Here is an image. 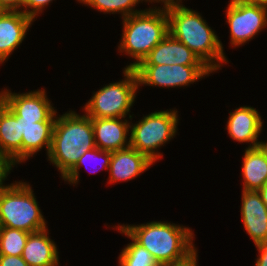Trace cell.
<instances>
[{
    "instance_id": "cell-29",
    "label": "cell",
    "mask_w": 267,
    "mask_h": 266,
    "mask_svg": "<svg viewBox=\"0 0 267 266\" xmlns=\"http://www.w3.org/2000/svg\"><path fill=\"white\" fill-rule=\"evenodd\" d=\"M259 252L255 266H267V241L256 245Z\"/></svg>"
},
{
    "instance_id": "cell-23",
    "label": "cell",
    "mask_w": 267,
    "mask_h": 266,
    "mask_svg": "<svg viewBox=\"0 0 267 266\" xmlns=\"http://www.w3.org/2000/svg\"><path fill=\"white\" fill-rule=\"evenodd\" d=\"M89 7H93L100 12L105 13H121L122 19L128 16L141 12L134 7L140 3L141 0H77Z\"/></svg>"
},
{
    "instance_id": "cell-1",
    "label": "cell",
    "mask_w": 267,
    "mask_h": 266,
    "mask_svg": "<svg viewBox=\"0 0 267 266\" xmlns=\"http://www.w3.org/2000/svg\"><path fill=\"white\" fill-rule=\"evenodd\" d=\"M169 34L192 50L213 72L227 63L223 45L195 10L184 5L166 9Z\"/></svg>"
},
{
    "instance_id": "cell-19",
    "label": "cell",
    "mask_w": 267,
    "mask_h": 266,
    "mask_svg": "<svg viewBox=\"0 0 267 266\" xmlns=\"http://www.w3.org/2000/svg\"><path fill=\"white\" fill-rule=\"evenodd\" d=\"M20 121L0 102V152L22 163Z\"/></svg>"
},
{
    "instance_id": "cell-2",
    "label": "cell",
    "mask_w": 267,
    "mask_h": 266,
    "mask_svg": "<svg viewBox=\"0 0 267 266\" xmlns=\"http://www.w3.org/2000/svg\"><path fill=\"white\" fill-rule=\"evenodd\" d=\"M137 244L147 249L159 266L184 259L194 249L190 228L170 222L119 225Z\"/></svg>"
},
{
    "instance_id": "cell-33",
    "label": "cell",
    "mask_w": 267,
    "mask_h": 266,
    "mask_svg": "<svg viewBox=\"0 0 267 266\" xmlns=\"http://www.w3.org/2000/svg\"><path fill=\"white\" fill-rule=\"evenodd\" d=\"M259 147L265 153L267 157V142H260Z\"/></svg>"
},
{
    "instance_id": "cell-17",
    "label": "cell",
    "mask_w": 267,
    "mask_h": 266,
    "mask_svg": "<svg viewBox=\"0 0 267 266\" xmlns=\"http://www.w3.org/2000/svg\"><path fill=\"white\" fill-rule=\"evenodd\" d=\"M0 102L20 121L22 136V162L46 147L47 156L52 145L55 122H37L22 120L1 99Z\"/></svg>"
},
{
    "instance_id": "cell-10",
    "label": "cell",
    "mask_w": 267,
    "mask_h": 266,
    "mask_svg": "<svg viewBox=\"0 0 267 266\" xmlns=\"http://www.w3.org/2000/svg\"><path fill=\"white\" fill-rule=\"evenodd\" d=\"M0 99L22 120L37 122H55L56 113L48 100L45 89L27 93L0 92Z\"/></svg>"
},
{
    "instance_id": "cell-20",
    "label": "cell",
    "mask_w": 267,
    "mask_h": 266,
    "mask_svg": "<svg viewBox=\"0 0 267 266\" xmlns=\"http://www.w3.org/2000/svg\"><path fill=\"white\" fill-rule=\"evenodd\" d=\"M243 156V190L258 191L267 182V157L260 147L246 148Z\"/></svg>"
},
{
    "instance_id": "cell-25",
    "label": "cell",
    "mask_w": 267,
    "mask_h": 266,
    "mask_svg": "<svg viewBox=\"0 0 267 266\" xmlns=\"http://www.w3.org/2000/svg\"><path fill=\"white\" fill-rule=\"evenodd\" d=\"M51 1L52 0H23L22 7L24 10H22V12L35 20L36 16L42 13L44 7Z\"/></svg>"
},
{
    "instance_id": "cell-5",
    "label": "cell",
    "mask_w": 267,
    "mask_h": 266,
    "mask_svg": "<svg viewBox=\"0 0 267 266\" xmlns=\"http://www.w3.org/2000/svg\"><path fill=\"white\" fill-rule=\"evenodd\" d=\"M26 182L10 184L0 192V220L4 227L29 233L46 229L45 218L33 190Z\"/></svg>"
},
{
    "instance_id": "cell-30",
    "label": "cell",
    "mask_w": 267,
    "mask_h": 266,
    "mask_svg": "<svg viewBox=\"0 0 267 266\" xmlns=\"http://www.w3.org/2000/svg\"><path fill=\"white\" fill-rule=\"evenodd\" d=\"M142 1H145V2H154V1H156V2H160V3H164V5H163V7H162V9H168V8H171V7H177V6H181L182 4H181V0H141V2Z\"/></svg>"
},
{
    "instance_id": "cell-18",
    "label": "cell",
    "mask_w": 267,
    "mask_h": 266,
    "mask_svg": "<svg viewBox=\"0 0 267 266\" xmlns=\"http://www.w3.org/2000/svg\"><path fill=\"white\" fill-rule=\"evenodd\" d=\"M48 235L47 228L29 233L21 255L29 266L59 265V254L56 244Z\"/></svg>"
},
{
    "instance_id": "cell-11",
    "label": "cell",
    "mask_w": 267,
    "mask_h": 266,
    "mask_svg": "<svg viewBox=\"0 0 267 266\" xmlns=\"http://www.w3.org/2000/svg\"><path fill=\"white\" fill-rule=\"evenodd\" d=\"M33 21L21 11L0 10V64L22 43Z\"/></svg>"
},
{
    "instance_id": "cell-32",
    "label": "cell",
    "mask_w": 267,
    "mask_h": 266,
    "mask_svg": "<svg viewBox=\"0 0 267 266\" xmlns=\"http://www.w3.org/2000/svg\"><path fill=\"white\" fill-rule=\"evenodd\" d=\"M230 2L237 3H261L267 5V0H230Z\"/></svg>"
},
{
    "instance_id": "cell-3",
    "label": "cell",
    "mask_w": 267,
    "mask_h": 266,
    "mask_svg": "<svg viewBox=\"0 0 267 266\" xmlns=\"http://www.w3.org/2000/svg\"><path fill=\"white\" fill-rule=\"evenodd\" d=\"M92 120L74 111L56 116L48 160L63 178L88 150L95 148Z\"/></svg>"
},
{
    "instance_id": "cell-15",
    "label": "cell",
    "mask_w": 267,
    "mask_h": 266,
    "mask_svg": "<svg viewBox=\"0 0 267 266\" xmlns=\"http://www.w3.org/2000/svg\"><path fill=\"white\" fill-rule=\"evenodd\" d=\"M91 118L95 146L104 151H118L130 147V123L124 118Z\"/></svg>"
},
{
    "instance_id": "cell-6",
    "label": "cell",
    "mask_w": 267,
    "mask_h": 266,
    "mask_svg": "<svg viewBox=\"0 0 267 266\" xmlns=\"http://www.w3.org/2000/svg\"><path fill=\"white\" fill-rule=\"evenodd\" d=\"M124 80L109 83L94 92L84 110L90 118H125L133 106L138 78L133 68H124Z\"/></svg>"
},
{
    "instance_id": "cell-21",
    "label": "cell",
    "mask_w": 267,
    "mask_h": 266,
    "mask_svg": "<svg viewBox=\"0 0 267 266\" xmlns=\"http://www.w3.org/2000/svg\"><path fill=\"white\" fill-rule=\"evenodd\" d=\"M119 232L132 240L119 255V266H159L152 254L144 247L137 244L119 225Z\"/></svg>"
},
{
    "instance_id": "cell-7",
    "label": "cell",
    "mask_w": 267,
    "mask_h": 266,
    "mask_svg": "<svg viewBox=\"0 0 267 266\" xmlns=\"http://www.w3.org/2000/svg\"><path fill=\"white\" fill-rule=\"evenodd\" d=\"M178 111H155L130 125V147L146 155L155 163L162 154L158 148L164 146L177 133ZM157 149V150H156Z\"/></svg>"
},
{
    "instance_id": "cell-9",
    "label": "cell",
    "mask_w": 267,
    "mask_h": 266,
    "mask_svg": "<svg viewBox=\"0 0 267 266\" xmlns=\"http://www.w3.org/2000/svg\"><path fill=\"white\" fill-rule=\"evenodd\" d=\"M226 13L230 43L234 47L247 43L267 26L265 4L229 2Z\"/></svg>"
},
{
    "instance_id": "cell-24",
    "label": "cell",
    "mask_w": 267,
    "mask_h": 266,
    "mask_svg": "<svg viewBox=\"0 0 267 266\" xmlns=\"http://www.w3.org/2000/svg\"><path fill=\"white\" fill-rule=\"evenodd\" d=\"M111 157H112L111 151H104L97 147L91 150H88L79 158L76 165L63 177V179L64 181H67L70 184L76 185V183H78V180H79V171H80L79 169L82 167V165L86 164L88 160L96 161L97 159L99 160L102 159L103 162L102 163L100 162L101 167L104 168L105 170H109ZM95 172L96 170L92 173H95Z\"/></svg>"
},
{
    "instance_id": "cell-12",
    "label": "cell",
    "mask_w": 267,
    "mask_h": 266,
    "mask_svg": "<svg viewBox=\"0 0 267 266\" xmlns=\"http://www.w3.org/2000/svg\"><path fill=\"white\" fill-rule=\"evenodd\" d=\"M205 65L199 57L169 33L138 65Z\"/></svg>"
},
{
    "instance_id": "cell-22",
    "label": "cell",
    "mask_w": 267,
    "mask_h": 266,
    "mask_svg": "<svg viewBox=\"0 0 267 266\" xmlns=\"http://www.w3.org/2000/svg\"><path fill=\"white\" fill-rule=\"evenodd\" d=\"M29 232L2 226L0 232V254L21 256Z\"/></svg>"
},
{
    "instance_id": "cell-26",
    "label": "cell",
    "mask_w": 267,
    "mask_h": 266,
    "mask_svg": "<svg viewBox=\"0 0 267 266\" xmlns=\"http://www.w3.org/2000/svg\"><path fill=\"white\" fill-rule=\"evenodd\" d=\"M16 162L6 154L0 152V192L10 185H3V181L7 178ZM9 173V174H8Z\"/></svg>"
},
{
    "instance_id": "cell-16",
    "label": "cell",
    "mask_w": 267,
    "mask_h": 266,
    "mask_svg": "<svg viewBox=\"0 0 267 266\" xmlns=\"http://www.w3.org/2000/svg\"><path fill=\"white\" fill-rule=\"evenodd\" d=\"M146 155L128 147L113 151L109 166V183L129 181L146 171L153 165Z\"/></svg>"
},
{
    "instance_id": "cell-8",
    "label": "cell",
    "mask_w": 267,
    "mask_h": 266,
    "mask_svg": "<svg viewBox=\"0 0 267 266\" xmlns=\"http://www.w3.org/2000/svg\"><path fill=\"white\" fill-rule=\"evenodd\" d=\"M133 69L139 86L163 88L187 86L213 72L206 65H137Z\"/></svg>"
},
{
    "instance_id": "cell-28",
    "label": "cell",
    "mask_w": 267,
    "mask_h": 266,
    "mask_svg": "<svg viewBox=\"0 0 267 266\" xmlns=\"http://www.w3.org/2000/svg\"><path fill=\"white\" fill-rule=\"evenodd\" d=\"M23 0H0V10L21 11Z\"/></svg>"
},
{
    "instance_id": "cell-14",
    "label": "cell",
    "mask_w": 267,
    "mask_h": 266,
    "mask_svg": "<svg viewBox=\"0 0 267 266\" xmlns=\"http://www.w3.org/2000/svg\"><path fill=\"white\" fill-rule=\"evenodd\" d=\"M263 122L259 112L250 106H241L230 112L227 121L228 134L240 143H249L248 148L259 147L258 136L262 131Z\"/></svg>"
},
{
    "instance_id": "cell-31",
    "label": "cell",
    "mask_w": 267,
    "mask_h": 266,
    "mask_svg": "<svg viewBox=\"0 0 267 266\" xmlns=\"http://www.w3.org/2000/svg\"><path fill=\"white\" fill-rule=\"evenodd\" d=\"M262 201L267 206V182L258 190Z\"/></svg>"
},
{
    "instance_id": "cell-4",
    "label": "cell",
    "mask_w": 267,
    "mask_h": 266,
    "mask_svg": "<svg viewBox=\"0 0 267 266\" xmlns=\"http://www.w3.org/2000/svg\"><path fill=\"white\" fill-rule=\"evenodd\" d=\"M154 8L123 18V33L118 49L136 60L126 68L137 66L169 33L167 11Z\"/></svg>"
},
{
    "instance_id": "cell-13",
    "label": "cell",
    "mask_w": 267,
    "mask_h": 266,
    "mask_svg": "<svg viewBox=\"0 0 267 266\" xmlns=\"http://www.w3.org/2000/svg\"><path fill=\"white\" fill-rule=\"evenodd\" d=\"M241 215L244 228L255 246L267 241V206L258 191L243 190Z\"/></svg>"
},
{
    "instance_id": "cell-27",
    "label": "cell",
    "mask_w": 267,
    "mask_h": 266,
    "mask_svg": "<svg viewBox=\"0 0 267 266\" xmlns=\"http://www.w3.org/2000/svg\"><path fill=\"white\" fill-rule=\"evenodd\" d=\"M0 266H29L21 256L0 254Z\"/></svg>"
},
{
    "instance_id": "cell-34",
    "label": "cell",
    "mask_w": 267,
    "mask_h": 266,
    "mask_svg": "<svg viewBox=\"0 0 267 266\" xmlns=\"http://www.w3.org/2000/svg\"><path fill=\"white\" fill-rule=\"evenodd\" d=\"M1 229H2V224H1V220H0V232H1Z\"/></svg>"
}]
</instances>
